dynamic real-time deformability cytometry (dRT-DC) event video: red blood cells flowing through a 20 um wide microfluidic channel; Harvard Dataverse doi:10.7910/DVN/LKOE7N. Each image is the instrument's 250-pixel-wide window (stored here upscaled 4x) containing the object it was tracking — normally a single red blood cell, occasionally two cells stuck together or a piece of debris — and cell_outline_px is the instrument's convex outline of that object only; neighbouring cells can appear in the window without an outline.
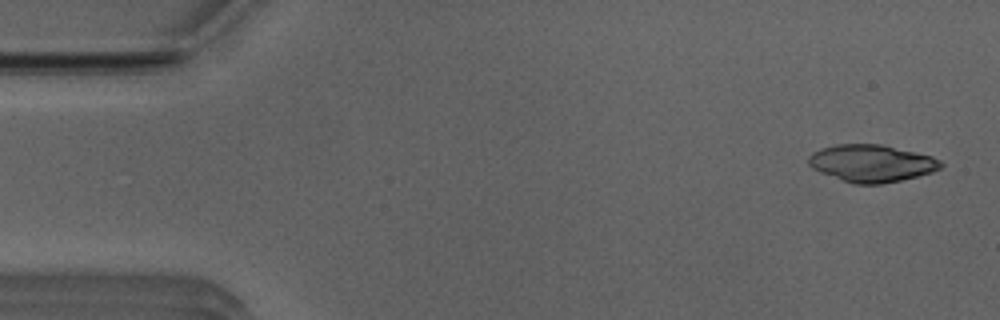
{"species": "Egyptian fruit bat (a non-hibernating species)", "species_latin": "Rousettus aegyptiacus", "temperature_condition": "room temperature", "stored_images_in_passage": 41, "camera_frame_rate_fps": 3000, "um_per_image_px": 0.085, "animal": {"sex": "male"}, "frame": {"image": 1, "passage_image": 2, "time_ms": 0.333, "image_size_px": [1000, 320], "cell_outline_px": [[944, 164], [940, 168], [932, 172], [900, 180], [880, 184], [852, 184], [820, 172], [812, 168], [808, 164], [808, 156], [812, 152], [820, 148], [836, 144], [880, 144], [932, 156], [940, 160]], "centroid_in_image_um": [74.05, 13.87], "position_along_channel_um": 11.0, "area_um2": 28.67}}
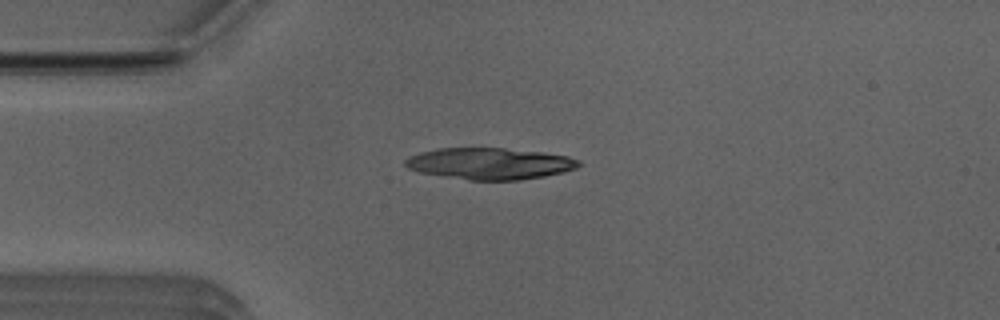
{"frame": {"image": 2, "passage_image": 12, "time_ms": 3.667, "image_size_px": [1000, 320], "cell_outline_px": [[580, 164], [576, 168], [564, 172], [544, 176], [520, 180], [468, 180], [420, 172], [408, 168], [404, 164], [404, 160], [408, 156], [420, 152], [436, 148], [504, 148], [540, 152], [568, 156], [580, 160]], "centroid_in_image_um": [41.61, 13.9], "position_along_channel_um": 43.4, "area_um2": 31.91}}